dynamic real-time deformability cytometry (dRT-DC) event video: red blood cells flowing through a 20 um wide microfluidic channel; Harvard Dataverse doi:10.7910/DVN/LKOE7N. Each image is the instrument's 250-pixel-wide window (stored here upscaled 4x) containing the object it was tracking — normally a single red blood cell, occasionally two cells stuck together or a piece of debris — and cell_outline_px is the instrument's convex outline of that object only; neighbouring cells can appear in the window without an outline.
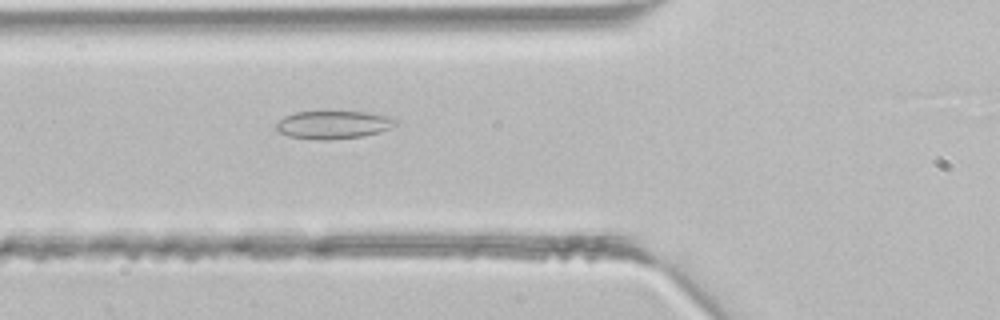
{"species": "common noctule bat (a hibernating species)", "species_latin": "Nyctalus noctula", "temperature_condition": "room temperature", "stored_images_in_passage": 30, "camera_frame_rate_fps": 3000, "um_per_image_px": 0.085, "animal": {"sex": "male", "body_mass_g": 21.5, "forearm_length_mm": 52.0}, "frame": {"image": 1, "passage_image": 3, "time_ms": 0.667, "image_size_px": [1000, 320], "cell_outline_px": [[396, 124], [392, 128], [380, 132], [360, 136], [328, 140], [316, 140], [288, 136], [280, 132], [276, 128], [276, 124], [284, 116], [296, 112], [368, 112], [388, 116], [396, 120]], "centroid_in_image_um": [28.33, 10.61], "position_along_channel_um": 97.5, "area_um2": 19.36}}
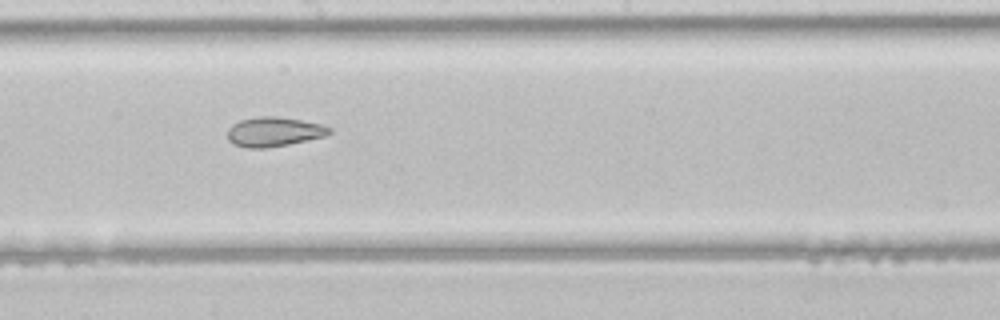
{"frame": {"image": 2, "passage_image": 11, "time_ms": 3.333, "image_size_px": [1000, 320], "cell_outline_px": [[332, 132], [324, 136], [288, 144], [268, 148], [248, 148], [232, 144], [228, 140], [228, 128], [232, 124], [240, 120], [260, 116], [276, 116], [300, 120], [320, 124], [332, 128]], "centroid_in_image_um": [23.25, 11.2], "position_along_channel_um": 225.0, "area_um2": 17.46}}
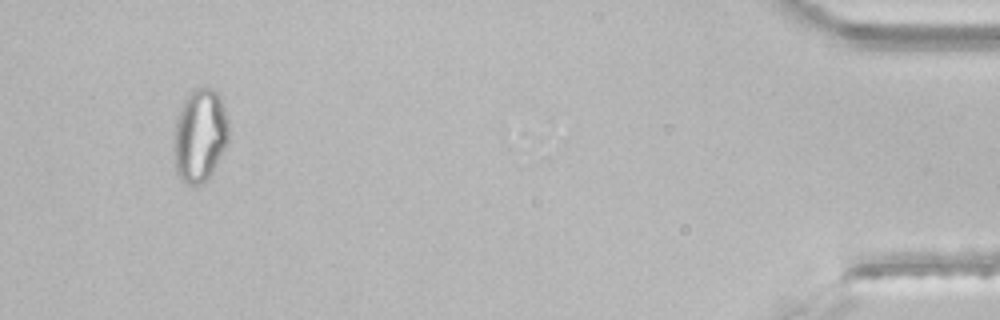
{"frame": {"image": 3, "passage_image": 28, "time_ms": 9.0, "image_size_px": [1000, 320], "cell_outline_px": [[228, 144], [212, 172], [200, 184], [188, 184], [180, 180], [176, 172], [176, 120], [184, 100], [188, 92], [192, 88], [212, 88], [216, 92], [224, 108], [228, 120]], "centroid_in_image_um": [17.02, 11.49], "position_along_channel_um": 418.2, "area_um2": 29.13}}